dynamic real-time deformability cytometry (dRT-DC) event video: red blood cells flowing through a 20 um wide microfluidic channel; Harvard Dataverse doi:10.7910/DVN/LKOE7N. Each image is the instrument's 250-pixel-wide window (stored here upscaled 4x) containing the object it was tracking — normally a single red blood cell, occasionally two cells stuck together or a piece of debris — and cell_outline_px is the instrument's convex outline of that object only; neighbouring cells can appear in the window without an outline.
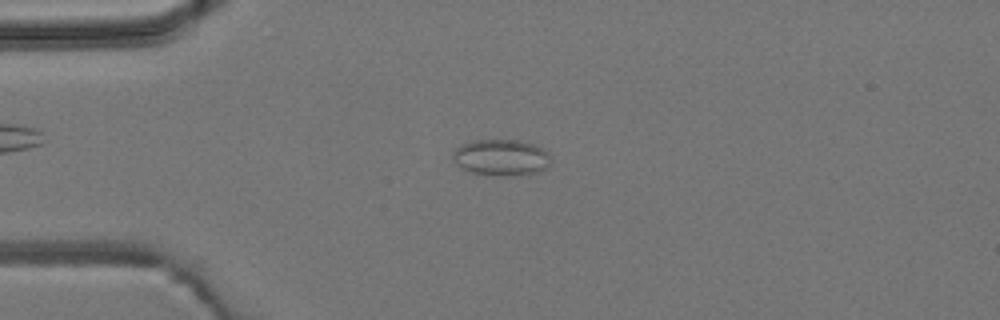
{"species": "common noctule bat (a hibernating species)", "species_latin": "Nyctalus noctula", "temperature_condition": "room temperature", "stored_images_in_passage": 6, "camera_frame_rate_fps": 3000, "um_per_image_px": 0.085, "animal": {"sex": "male", "body_mass_g": 19.2, "forearm_length_mm": 51.8}, "frame": {"image": 1, "passage_image": 4, "time_ms": 3.333, "image_size_px": [1000, 320], "cell_outline_px": [[552, 164], [548, 168], [540, 172], [512, 176], [472, 172], [460, 168], [456, 164], [452, 156], [452, 152], [456, 148], [472, 140], [520, 140], [536, 144], [548, 152], [552, 156]], "centroid_in_image_um": [42.68, 13.38], "position_along_channel_um": 42.3, "area_um2": 21.04}}
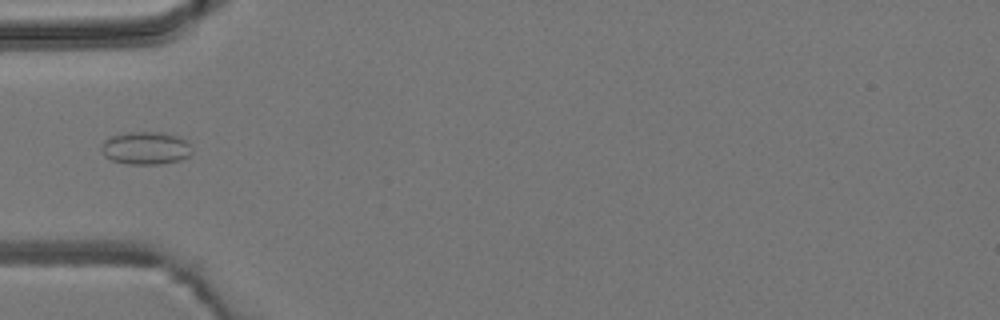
{"frame": {"image": 2, "passage_image": 5, "time_ms": 4.667, "image_size_px": [1000, 320], "cell_outline_px": [[192, 152], [188, 156], [180, 160], [160, 164], [128, 164], [112, 160], [104, 156], [100, 148], [100, 144], [108, 136], [128, 132], [160, 132], [180, 136], [188, 140]], "centroid_in_image_um": [12.37, 12.57], "position_along_channel_um": 72.6, "area_um2": 17.63}}
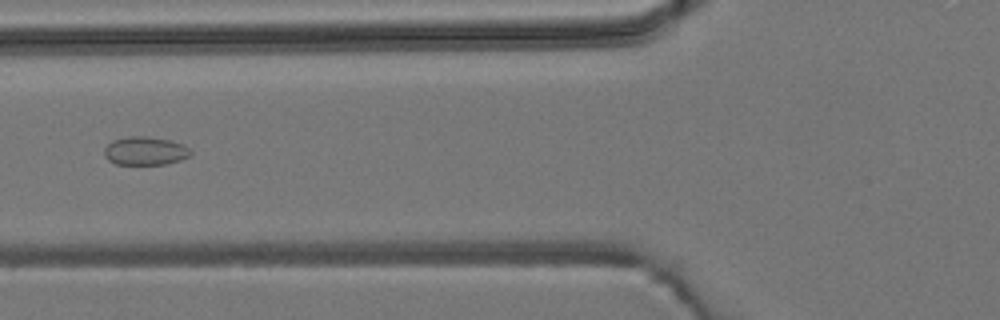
{"frame": {"image": 3, "passage_image": 6, "time_ms": 5.667, "image_size_px": [1000, 320], "cell_outline_px": [[192, 152], [188, 156], [180, 160], [164, 164], [116, 164], [108, 160], [104, 156], [104, 148], [112, 140], [128, 136], [144, 136], [172, 140], [184, 144]], "centroid_in_image_um": [12.32, 12.81], "position_along_channel_um": 113.5, "area_um2": 14.33}}